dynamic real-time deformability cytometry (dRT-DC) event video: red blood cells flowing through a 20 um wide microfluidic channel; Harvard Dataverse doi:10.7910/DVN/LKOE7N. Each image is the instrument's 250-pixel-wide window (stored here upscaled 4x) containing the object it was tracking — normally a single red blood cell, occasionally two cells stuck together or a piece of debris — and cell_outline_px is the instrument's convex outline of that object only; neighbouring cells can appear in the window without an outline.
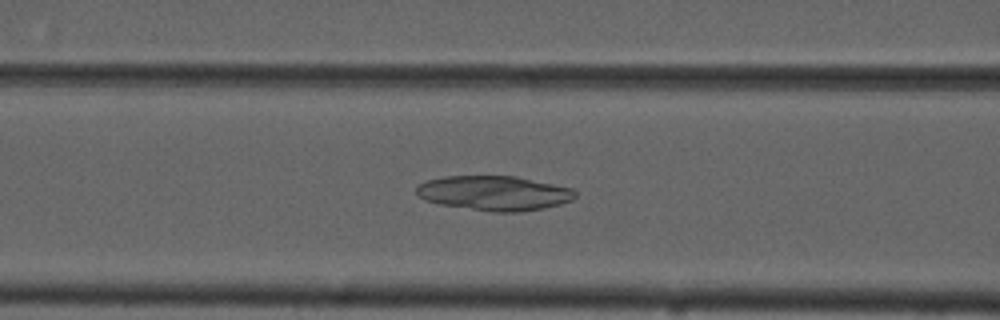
{"species": "common noctule bat (a hibernating species)", "species_latin": "Nyctalus noctula", "temperature_condition": "cold", "stored_images_in_passage": 55, "camera_frame_rate_fps": 3000, "um_per_image_px": 0.085, "animal": {"sex": "male", "forearm_length_mm": 52.5}, "frame": {"image": 1, "passage_image": 23, "time_ms": 7.333, "image_size_px": [1000, 320], "cell_outline_px": [[576, 196], [572, 200], [560, 204], [544, 208], [520, 212], [492, 212], [440, 204], [424, 200], [416, 192], [416, 188], [420, 184], [428, 180], [444, 176], [516, 176], [572, 188], [576, 192]], "centroid_in_image_um": [42.02, 16.42], "position_along_channel_um": 124.6, "area_um2": 32.02}}
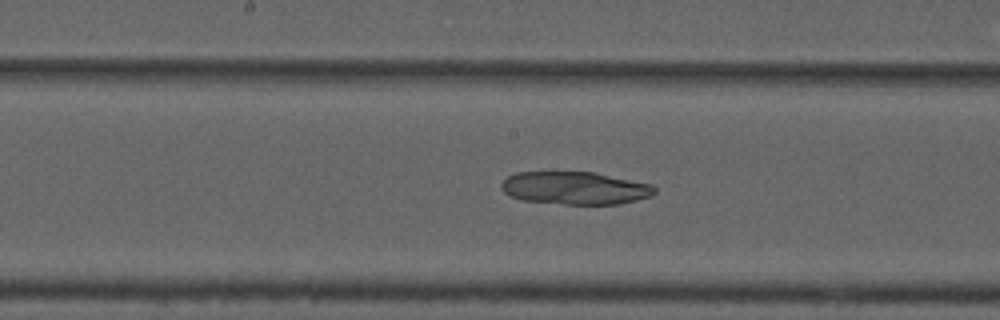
{"frame": {"image": 2, "passage_image": 29, "time_ms": 9.333, "image_size_px": [1000, 320], "cell_outline_px": [[656, 192], [652, 196], [620, 204], [564, 204], [520, 200], [504, 192], [500, 184], [508, 176], [516, 172], [596, 172], [652, 184], [656, 188]], "centroid_in_image_um": [48.9, 15.98], "position_along_channel_um": 199.3, "area_um2": 29.42}}
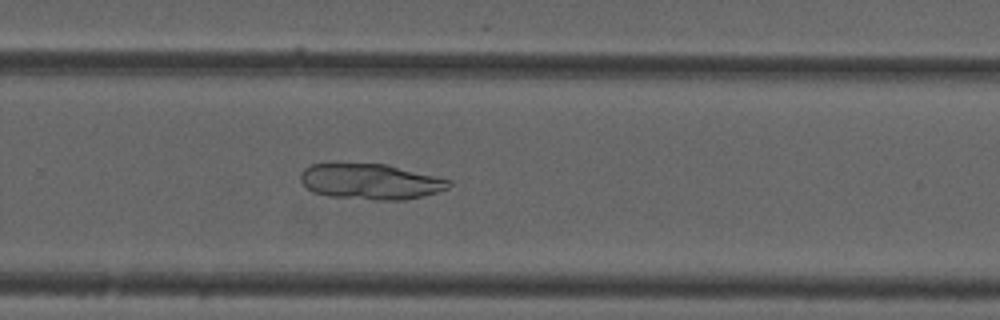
{"frame": {"image": 3, "passage_image": 37, "time_ms": 12.0, "image_size_px": [1000, 320], "cell_outline_px": [[452, 184], [448, 188], [424, 196], [404, 200], [376, 200], [328, 196], [312, 192], [300, 180], [300, 172], [304, 168], [312, 164], [388, 164], [452, 180]], "centroid_in_image_um": [31.51, 15.44], "position_along_channel_um": 298.3, "area_um2": 30.87}}